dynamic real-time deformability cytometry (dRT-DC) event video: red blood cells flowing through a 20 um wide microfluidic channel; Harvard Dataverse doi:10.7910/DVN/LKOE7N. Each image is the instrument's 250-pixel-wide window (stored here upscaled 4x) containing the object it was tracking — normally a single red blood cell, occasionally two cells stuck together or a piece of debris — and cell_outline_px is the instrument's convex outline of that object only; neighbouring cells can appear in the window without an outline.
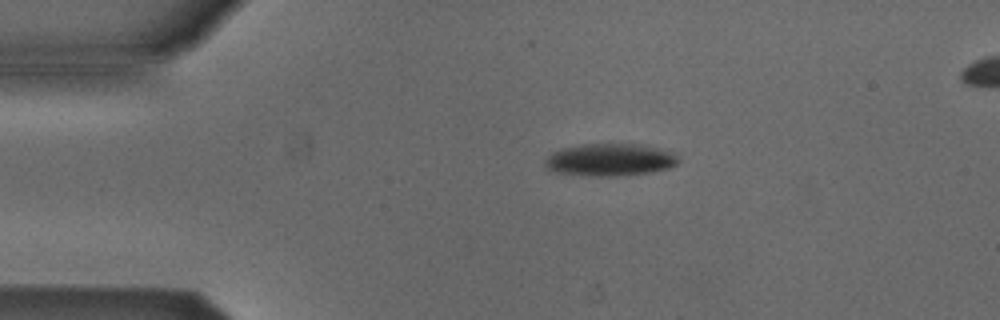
{"species": "Egyptian fruit bat (a non-hibernating species)", "species_latin": "Rousettus aegyptiacus", "temperature_condition": "cold", "stored_images_in_passage": 4, "segment_of_instrument_passage": [1, 2], "camera_frame_rate_fps": 3000, "um_per_image_px": 0.085, "animal": {"sex": "male"}, "frame": {"image": 1, "passage_image": 2, "time_ms": 0.333, "image_size_px": [1000, 320], "cell_outline_px": [[680, 160], [676, 164], [668, 168], [648, 172], [612, 176], [588, 176], [556, 172], [548, 168], [544, 164], [544, 160], [552, 152], [560, 148], [584, 144], [636, 144], [676, 152]], "centroid_in_image_um": [51.83, 13.57], "position_along_channel_um": 33.2, "area_um2": 25.09}}